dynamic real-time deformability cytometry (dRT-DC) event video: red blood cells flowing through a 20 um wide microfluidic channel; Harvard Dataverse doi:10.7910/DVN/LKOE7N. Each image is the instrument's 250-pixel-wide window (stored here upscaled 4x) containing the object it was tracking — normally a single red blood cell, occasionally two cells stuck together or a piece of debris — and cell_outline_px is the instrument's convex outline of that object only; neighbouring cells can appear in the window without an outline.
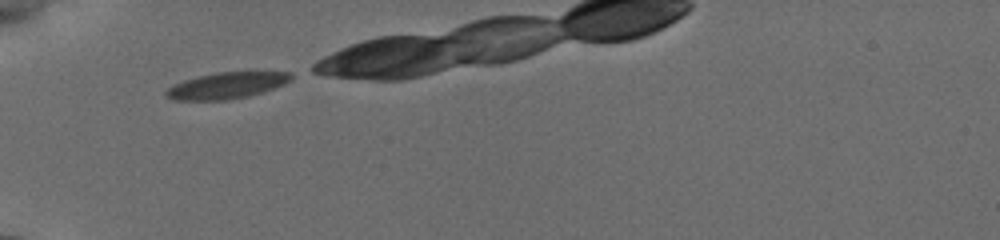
{"species": "common noctule bat (a hibernating species)", "species_latin": "Nyctalus noctula", "temperature_condition": "cold", "stored_images_in_passage": 6, "camera_frame_rate_fps": 3000, "um_per_image_px": 0.085, "animal": {"sex": "female", "body_mass_g": 19.5, "forearm_length_mm": 54.1}, "frame": {"image": 1, "passage_image": 1, "time_ms": 0.0, "image_size_px": [1000, 240], "cell_outline_px": [[292, 80], [284, 84], [248, 96], [228, 100], [172, 100], [164, 92], [172, 84], [184, 80], [216, 72], [252, 68], [292, 72]], "centroid_in_image_um": [19.37, 7.2], "position_along_channel_um": 65.6, "area_um2": 20.11}}
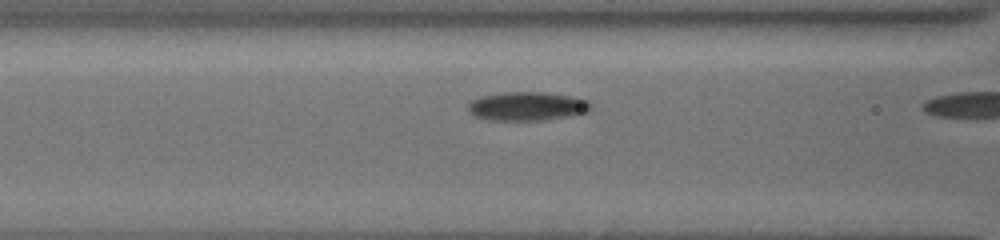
{"frame": {"image": 2, "passage_image": 4, "time_ms": 0.667, "image_size_px": [1000, 240], "cell_outline_px": [[592, 108], [584, 112], [568, 116], [544, 120], [488, 120], [476, 116], [468, 108], [468, 104], [472, 100], [480, 96], [504, 92], [548, 92], [572, 96], [584, 100], [592, 104]], "centroid_in_image_um": [44.8, 9.02], "position_along_channel_um": 121.8, "area_um2": 20.4}}